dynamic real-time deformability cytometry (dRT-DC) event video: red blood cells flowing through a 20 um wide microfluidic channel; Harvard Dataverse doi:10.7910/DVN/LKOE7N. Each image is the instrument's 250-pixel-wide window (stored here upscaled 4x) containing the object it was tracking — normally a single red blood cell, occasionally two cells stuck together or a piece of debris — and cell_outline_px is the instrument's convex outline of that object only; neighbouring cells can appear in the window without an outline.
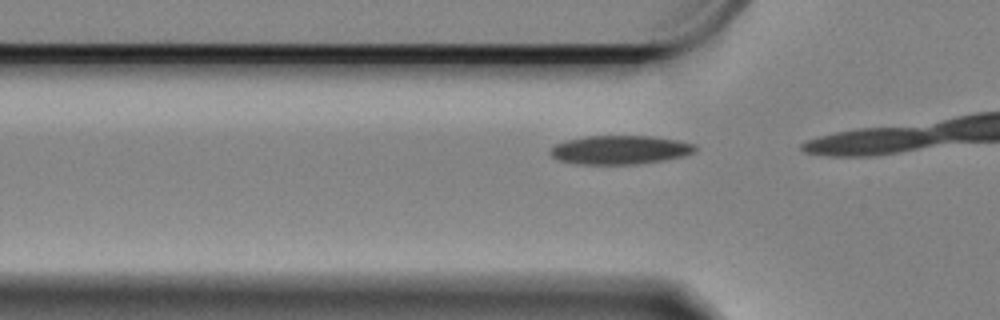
{"species": "Egyptian fruit bat (a non-hibernating species)", "species_latin": "Rousettus aegyptiacus", "temperature_condition": "cold", "stored_images_in_passage": 16, "camera_frame_rate_fps": 3000, "um_per_image_px": 0.085, "animal": {"sex": "female"}, "frame": {"image": 1, "passage_image": 14, "time_ms": 4.333, "image_size_px": [1000, 320], "cell_outline_px": [[696, 148], [692, 152], [684, 156], [664, 160], [636, 164], [576, 164], [556, 160], [548, 152], [548, 148], [556, 144], [568, 140], [588, 136], [652, 136], [676, 140], [696, 144]], "centroid_in_image_um": [52.65, 12.74], "position_along_channel_um": 73.2, "area_um2": 24.33}}